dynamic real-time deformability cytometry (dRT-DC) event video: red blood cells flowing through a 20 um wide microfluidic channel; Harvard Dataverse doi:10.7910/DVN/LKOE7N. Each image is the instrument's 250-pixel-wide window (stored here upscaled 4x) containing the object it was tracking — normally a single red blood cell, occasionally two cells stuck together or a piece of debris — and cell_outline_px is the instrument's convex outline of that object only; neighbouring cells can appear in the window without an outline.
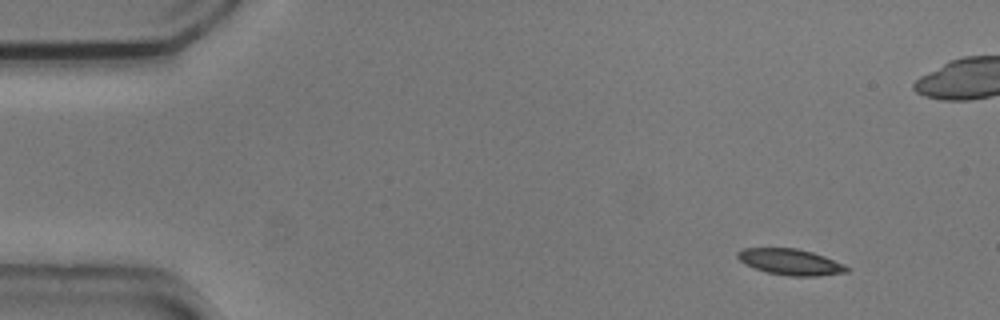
{"species": "common noctule bat (a hibernating species)", "species_latin": "Nyctalus noctula", "temperature_condition": "cold", "stored_images_in_passage": 4, "camera_frame_rate_fps": 3000, "um_per_image_px": 0.085, "animal": {"sex": "male", "body_mass_g": 20.5, "forearm_length_mm": 52.5}, "frame": {"image": 1, "passage_image": 1, "time_ms": 0.0, "image_size_px": [1000, 320], "cell_outline_px": [[852, 268], [848, 272], [816, 276], [788, 276], [768, 272], [756, 268], [740, 260], [736, 256], [736, 252], [744, 248], [796, 248], [812, 252], [824, 256], [844, 264]], "centroid_in_image_um": [67.23, 22.26], "position_along_channel_um": 17.8, "area_um2": 16.47}}